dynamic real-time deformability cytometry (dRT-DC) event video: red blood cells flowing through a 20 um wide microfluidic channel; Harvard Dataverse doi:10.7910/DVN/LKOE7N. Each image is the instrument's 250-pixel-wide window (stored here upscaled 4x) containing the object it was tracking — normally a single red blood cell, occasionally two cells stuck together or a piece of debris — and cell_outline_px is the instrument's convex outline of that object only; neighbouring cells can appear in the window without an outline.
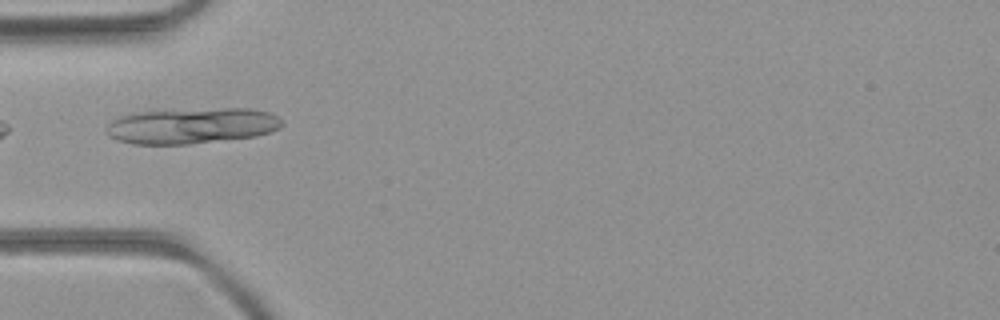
{"species": "common noctule bat (a hibernating species)", "species_latin": "Nyctalus noctula", "temperature_condition": "room temperature", "stored_images_in_passage": 38, "camera_frame_rate_fps": 3000, "um_per_image_px": 0.085, "animal": {"sex": "female", "body_mass_g": 21.9}, "frame": {"image": 1, "passage_image": 4, "time_ms": 1.0, "image_size_px": [1000, 320], "cell_outline_px": [[284, 124], [280, 128], [256, 136], [188, 144], [132, 144], [120, 140], [112, 136], [108, 132], [108, 124], [112, 120], [120, 116], [132, 112], [224, 108], [248, 108], [268, 112], [276, 116]], "centroid_in_image_um": [16.31, 10.68], "position_along_channel_um": 68.7, "area_um2": 36.24}}
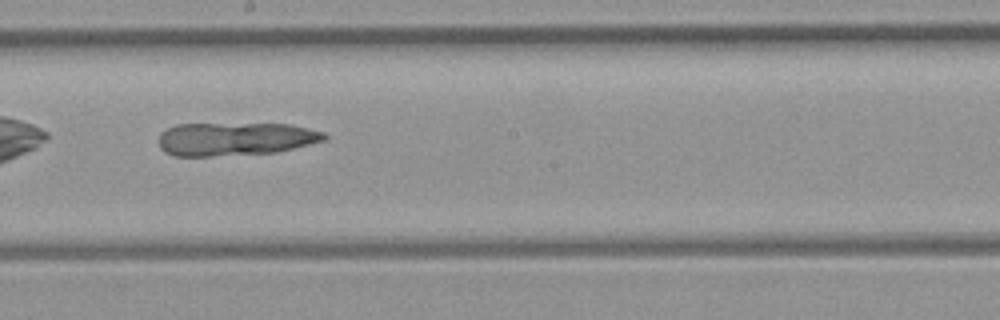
{"frame": {"image": 2, "passage_image": 16, "time_ms": 5.0, "image_size_px": [1000, 320], "cell_outline_px": [[328, 136], [324, 140], [276, 152], [212, 156], [172, 156], [164, 152], [160, 148], [156, 140], [160, 132], [176, 124], [288, 124], [324, 132]], "centroid_in_image_um": [19.9, 11.81], "position_along_channel_um": 228.3, "area_um2": 32.08}}
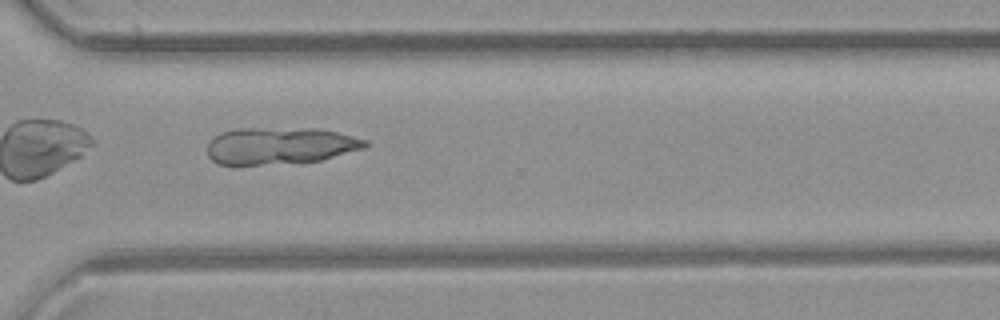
{"frame": {"image": 3, "passage_image": 25, "time_ms": 8.0, "image_size_px": [1000, 320], "cell_outline_px": [[368, 144], [364, 148], [320, 160], [300, 164], [220, 164], [212, 160], [208, 156], [208, 140], [212, 136], [220, 132], [236, 128], [320, 128], [368, 140]], "centroid_in_image_um": [23.78, 12.38], "position_along_channel_um": 346.8, "area_um2": 34.39}}